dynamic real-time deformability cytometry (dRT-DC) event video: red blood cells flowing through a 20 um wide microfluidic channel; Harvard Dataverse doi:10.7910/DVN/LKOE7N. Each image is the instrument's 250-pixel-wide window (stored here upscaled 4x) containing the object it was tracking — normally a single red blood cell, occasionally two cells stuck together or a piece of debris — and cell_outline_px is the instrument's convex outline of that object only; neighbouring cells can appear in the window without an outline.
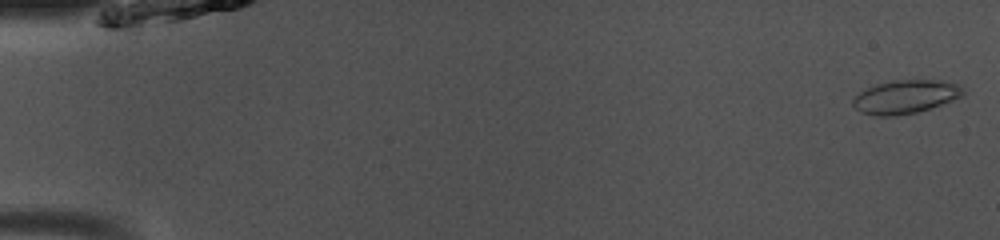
{"species": "common noctule bat (a hibernating species)", "species_latin": "Nyctalus noctula", "temperature_condition": "room temperature", "stored_images_in_passage": 49, "camera_frame_rate_fps": 3000, "um_per_image_px": 0.085, "animal": {"sex": "male", "body_mass_g": 13.0, "forearm_length_mm": 53.1}, "frame": {"image": 1, "passage_image": 1, "time_ms": 0.0, "image_size_px": [1000, 240], "cell_outline_px": [[964, 96], [916, 112], [892, 116], [876, 116], [860, 112], [852, 104], [852, 100], [860, 92], [876, 84], [892, 80], [940, 80], [960, 84], [964, 92]], "centroid_in_image_um": [76.96, 8.22], "position_along_channel_um": 8.0, "area_um2": 21.33}}
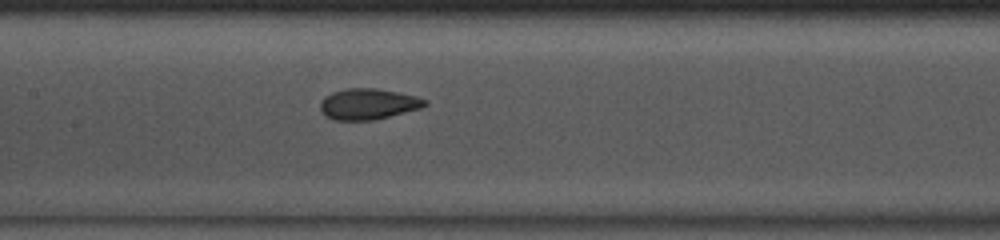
{"frame": {"image": 2, "passage_image": 24, "time_ms": 7.667, "image_size_px": [1000, 240], "cell_outline_px": [[428, 104], [420, 108], [372, 120], [336, 120], [328, 116], [320, 108], [320, 104], [324, 96], [332, 92], [348, 88], [376, 88], [400, 92], [416, 96], [428, 100]], "centroid_in_image_um": [31.32, 8.82], "position_along_channel_um": 176.1, "area_um2": 18.67}}
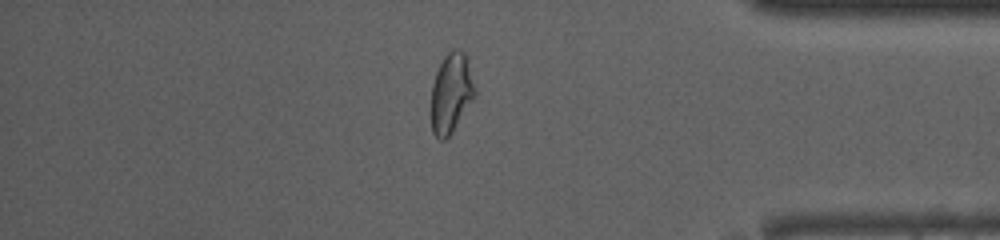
{"frame": {"image": 3, "passage_image": 42, "time_ms": 13.667, "image_size_px": [1000, 240], "cell_outline_px": [[476, 96], [452, 132], [444, 140], [440, 140], [432, 132], [432, 84], [436, 72], [444, 56], [452, 48], [456, 48], [464, 52], [476, 92]], "centroid_in_image_um": [38.35, 7.91], "position_along_channel_um": 396.9, "area_um2": 20.06}, "authors_computed_cell_mechanics": {"area_um2": 19.7676, "velocity_mm_per_s": 4.0641, "shape_relaxation_time_tau1_ms": null, "shape_relaxation_time_tau2_ms": 0.8693, "deformation_change_tau1": null, "deformation_change_tau2": 0.0561}}